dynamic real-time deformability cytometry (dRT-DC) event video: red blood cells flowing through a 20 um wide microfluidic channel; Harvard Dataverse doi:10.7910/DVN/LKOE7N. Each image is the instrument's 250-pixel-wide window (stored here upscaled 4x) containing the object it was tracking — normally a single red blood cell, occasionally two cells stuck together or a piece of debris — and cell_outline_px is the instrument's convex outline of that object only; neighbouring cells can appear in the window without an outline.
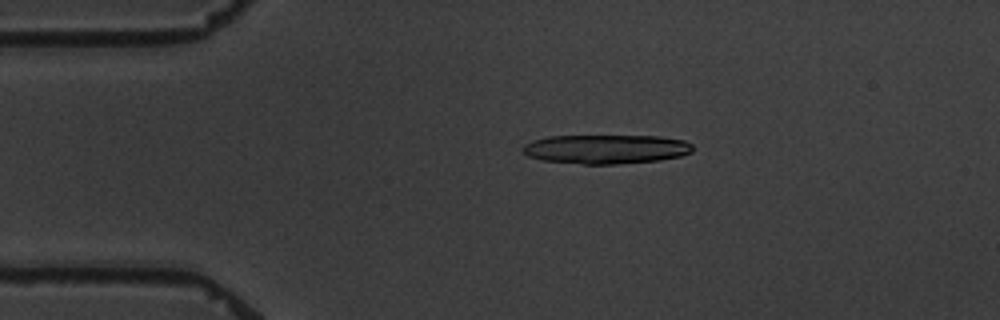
{"species": "common noctule bat (a hibernating species)", "species_latin": "Nyctalus noctula", "temperature_condition": "warm", "stored_images_in_passage": 9, "camera_frame_rate_fps": 3000, "um_per_image_px": 0.085, "animal": {"sex": "male", "body_mass_g": 19.5, "forearm_length_mm": 54.6}, "frame": {"image": 1, "passage_image": 1, "time_ms": 0.0, "image_size_px": [1000, 320], "cell_outline_px": [[692, 152], [680, 156], [660, 160], [616, 164], [584, 164], [540, 160], [528, 156], [520, 148], [524, 144], [532, 140], [548, 136], [660, 136], [684, 140], [692, 144]], "centroid_in_image_um": [51.48, 12.67], "position_along_channel_um": 33.5, "area_um2": 29.02}}
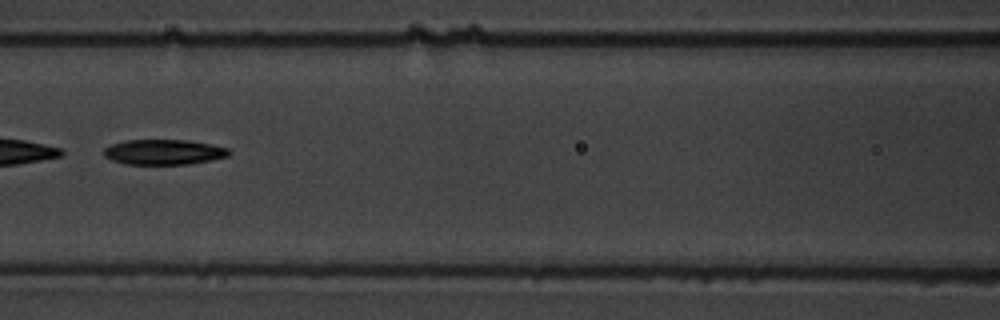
{"frame": {"image": 2, "passage_image": 5, "time_ms": 4.667, "image_size_px": [1000, 320], "cell_outline_px": [[232, 152], [228, 156], [212, 160], [188, 164], [124, 164], [112, 160], [104, 156], [104, 148], [112, 144], [124, 140], [188, 140], [212, 144], [228, 148]], "centroid_in_image_um": [13.94, 12.92], "position_along_channel_um": 152.7, "area_um2": 18.5}}
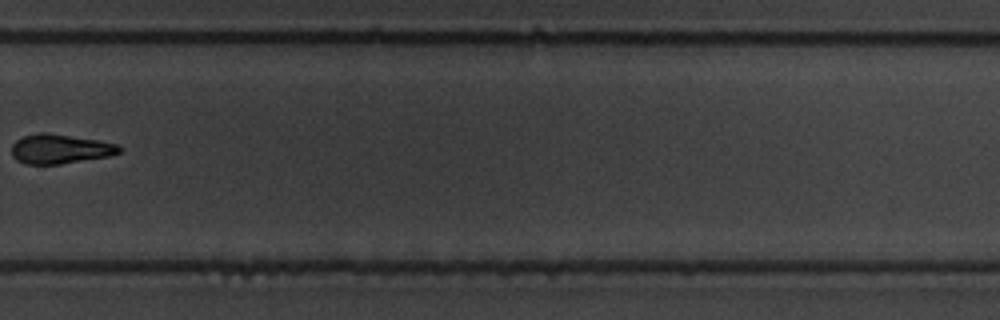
{"frame": {"image": 3, "passage_image": 9, "time_ms": 9.667, "image_size_px": [1000, 320], "cell_outline_px": [[120, 152], [108, 156], [60, 164], [24, 164], [16, 160], [12, 156], [12, 144], [16, 140], [24, 136], [40, 132], [44, 132], [100, 140], [116, 144], [120, 148]], "centroid_in_image_um": [5.06, 12.66], "position_along_channel_um": 324.7, "area_um2": 18.38}}